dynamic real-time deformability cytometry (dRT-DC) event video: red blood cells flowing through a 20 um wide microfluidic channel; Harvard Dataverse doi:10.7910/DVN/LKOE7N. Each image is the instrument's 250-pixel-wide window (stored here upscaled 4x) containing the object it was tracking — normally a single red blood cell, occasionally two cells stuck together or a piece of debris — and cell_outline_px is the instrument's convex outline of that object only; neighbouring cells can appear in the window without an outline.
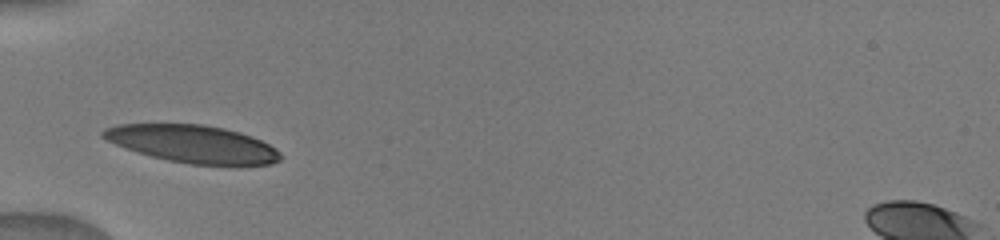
{"species": "human", "species_latin": "Homo sapiens", "temperature_condition": "warm", "stored_images_in_passage": 2, "camera_frame_rate_fps": 3000, "um_per_image_px": 0.085, "donor": {"sex": "male"}, "frame": {"image": 1, "passage_image": 1, "time_ms": 0.0, "image_size_px": [1000, 240], "cell_outline_px": [[280, 160], [272, 164], [236, 168], [192, 164], [168, 160], [152, 156], [116, 144], [100, 136], [100, 132], [104, 128], [116, 124], [204, 124], [224, 128], [240, 132], [252, 136], [276, 148], [280, 152]], "centroid_in_image_um": [16.47, 12.26], "position_along_channel_um": 68.5, "area_um2": 39.54}}